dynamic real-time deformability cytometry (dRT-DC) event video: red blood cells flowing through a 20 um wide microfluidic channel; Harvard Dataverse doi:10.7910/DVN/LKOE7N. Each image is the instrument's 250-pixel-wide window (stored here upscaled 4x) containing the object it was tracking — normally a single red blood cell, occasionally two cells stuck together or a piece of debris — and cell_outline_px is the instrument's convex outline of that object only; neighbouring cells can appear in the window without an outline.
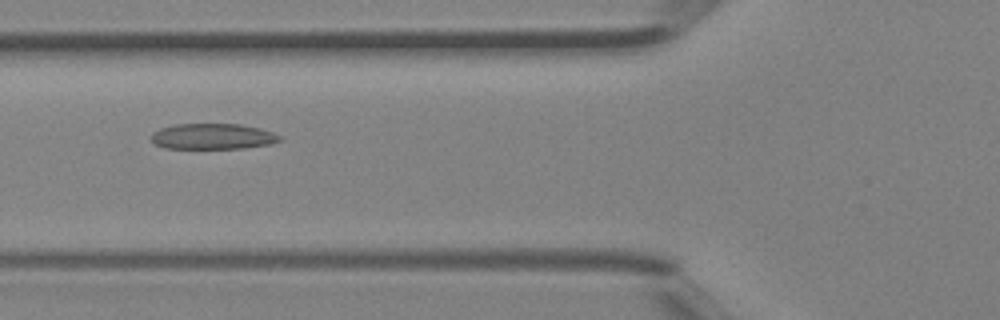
{"species": "Egyptian fruit bat (a non-hibernating species)", "species_latin": "Rousettus aegyptiacus", "temperature_condition": "room temperature", "stored_images_in_passage": 3, "camera_frame_rate_fps": 3000, "um_per_image_px": 0.085, "animal": {"sex": "female"}, "frame": {"image": 1, "passage_image": 3, "time_ms": 0.667, "image_size_px": [1000, 320], "cell_outline_px": [[284, 140], [272, 144], [244, 148], [164, 148], [156, 144], [152, 140], [152, 132], [160, 128], [172, 124], [240, 124], [260, 128], [272, 132], [280, 136]], "centroid_in_image_um": [18.11, 11.59], "position_along_channel_um": 107.7, "area_um2": 19.36}}